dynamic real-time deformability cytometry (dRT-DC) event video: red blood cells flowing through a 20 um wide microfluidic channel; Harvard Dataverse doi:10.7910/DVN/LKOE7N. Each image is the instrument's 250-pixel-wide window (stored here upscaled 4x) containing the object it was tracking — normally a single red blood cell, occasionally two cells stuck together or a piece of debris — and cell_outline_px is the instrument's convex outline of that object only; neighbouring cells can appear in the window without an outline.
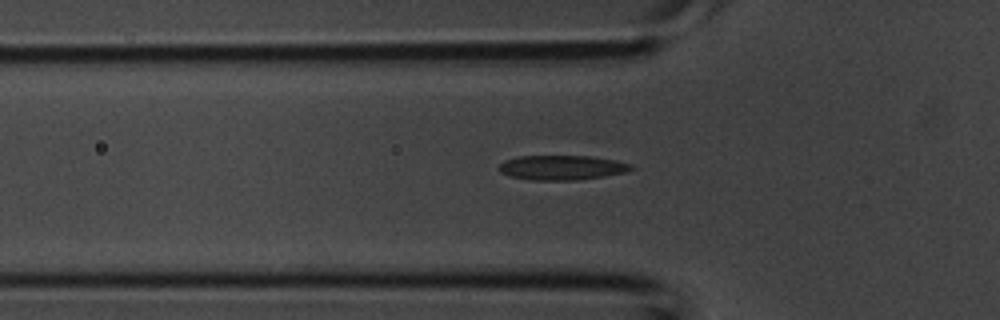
{"species": "common noctule bat (a hibernating species)", "species_latin": "Nyctalus noctula", "temperature_condition": "room temperature", "stored_images_in_passage": 36, "camera_frame_rate_fps": 3000, "um_per_image_px": 0.085, "animal": {"sex": "male", "body_mass_g": 20.1, "forearm_length_mm": 53.5}, "frame": {"image": 1, "passage_image": 12, "time_ms": 3.667, "image_size_px": [1000, 320], "cell_outline_px": [[636, 168], [624, 172], [604, 176], [576, 180], [532, 180], [508, 176], [500, 172], [500, 164], [504, 160], [516, 156], [588, 156], [616, 160], [632, 164]], "centroid_in_image_um": [47.75, 14.24], "position_along_channel_um": 78.0, "area_um2": 19.02}}
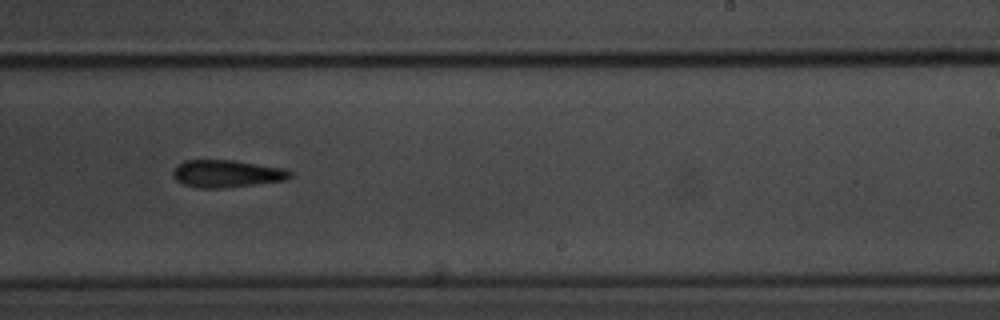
{"frame": {"image": 2, "passage_image": 23, "time_ms": 7.333, "image_size_px": [1000, 320], "cell_outline_px": [[292, 176], [288, 180], [224, 188], [200, 188], [184, 184], [176, 180], [172, 176], [172, 172], [176, 164], [184, 160], [236, 160], [284, 168], [292, 172]], "centroid_in_image_um": [19.28, 14.75], "position_along_channel_um": 269.7, "area_um2": 18.96}}
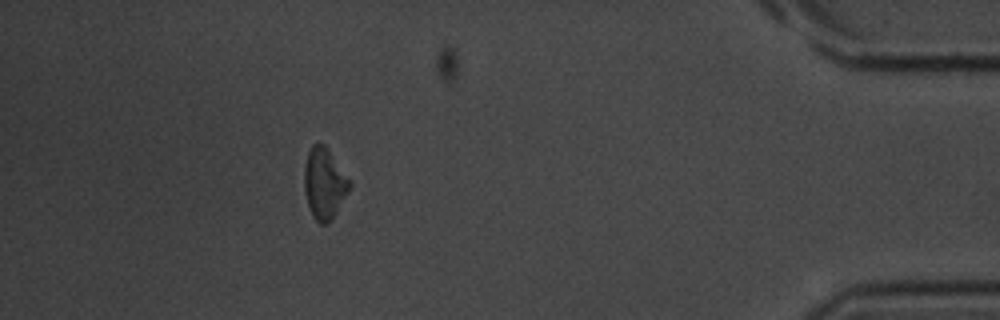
{"frame": {"image": 3, "passage_image": 34, "time_ms": 11.0, "image_size_px": [1000, 320], "cell_outline_px": [[352, 184], [348, 192], [336, 212], [328, 224], [320, 224], [312, 216], [304, 192], [304, 168], [308, 152], [312, 144], [324, 144], [328, 148], [352, 180]], "centroid_in_image_um": [27.58, 15.58], "position_along_channel_um": 407.6, "area_um2": 18.96}}